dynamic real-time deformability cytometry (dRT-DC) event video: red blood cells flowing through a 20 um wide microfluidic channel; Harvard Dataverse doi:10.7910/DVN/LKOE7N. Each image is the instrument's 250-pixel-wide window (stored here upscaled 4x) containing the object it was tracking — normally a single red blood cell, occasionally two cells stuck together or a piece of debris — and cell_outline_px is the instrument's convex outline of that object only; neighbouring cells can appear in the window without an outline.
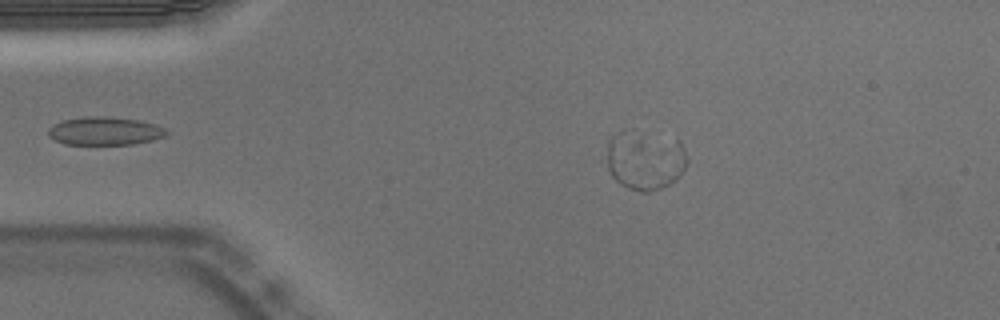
{"species": "Egyptian fruit bat (a non-hibernating species)", "species_latin": "Rousettus aegyptiacus", "temperature_condition": "warm", "stored_images_in_passage": 44, "camera_frame_rate_fps": 3000, "um_per_image_px": 0.085, "animal": {"sex": "male"}, "frame": {"image": 1, "passage_image": 10, "time_ms": 3.0, "image_size_px": [1000, 320], "cell_outline_px": [[688, 160], [680, 176], [668, 184], [660, 188], [648, 192], [640, 192], [628, 188], [620, 184], [612, 176], [608, 168], [608, 136], [624, 128], [636, 128], [680, 140], [684, 148]], "centroid_in_image_um": [54.81, 13.53], "position_along_channel_um": 30.2, "area_um2": 28.67}}
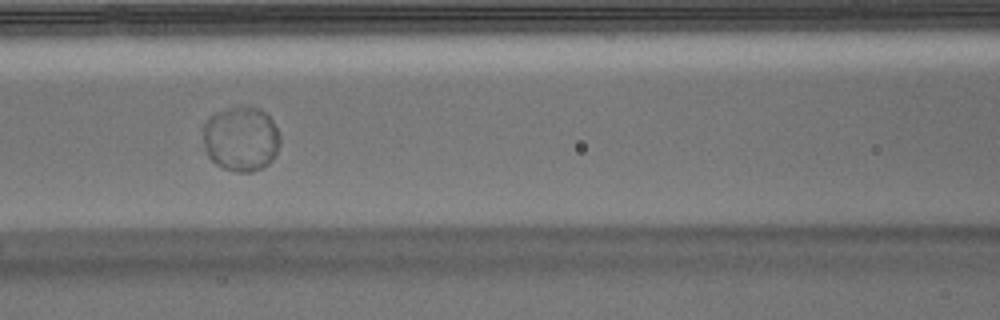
{"frame": {"image": 2, "passage_image": 23, "time_ms": 7.333, "image_size_px": [1000, 320], "cell_outline_px": [[280, 144], [272, 160], [268, 164], [252, 172], [236, 172], [224, 168], [216, 164], [208, 156], [204, 144], [200, 128], [208, 116], [216, 112], [240, 104], [260, 108], [272, 120], [280, 136]], "centroid_in_image_um": [20.45, 11.76], "position_along_channel_um": 146.2, "area_um2": 29.65}}
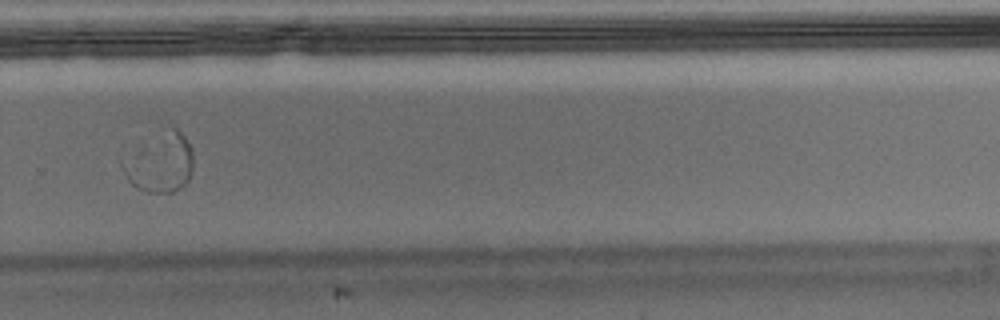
{"frame": {"image": 3, "passage_image": 37, "time_ms": 12.0, "image_size_px": [1000, 320], "cell_outline_px": [[192, 168], [188, 180], [180, 188], [172, 192], [148, 192], [136, 188], [128, 180], [120, 164], [120, 160], [172, 128], [176, 128], [184, 136], [192, 148]], "centroid_in_image_um": [13.62, 13.91], "position_along_channel_um": 316.2, "area_um2": 23.35}}